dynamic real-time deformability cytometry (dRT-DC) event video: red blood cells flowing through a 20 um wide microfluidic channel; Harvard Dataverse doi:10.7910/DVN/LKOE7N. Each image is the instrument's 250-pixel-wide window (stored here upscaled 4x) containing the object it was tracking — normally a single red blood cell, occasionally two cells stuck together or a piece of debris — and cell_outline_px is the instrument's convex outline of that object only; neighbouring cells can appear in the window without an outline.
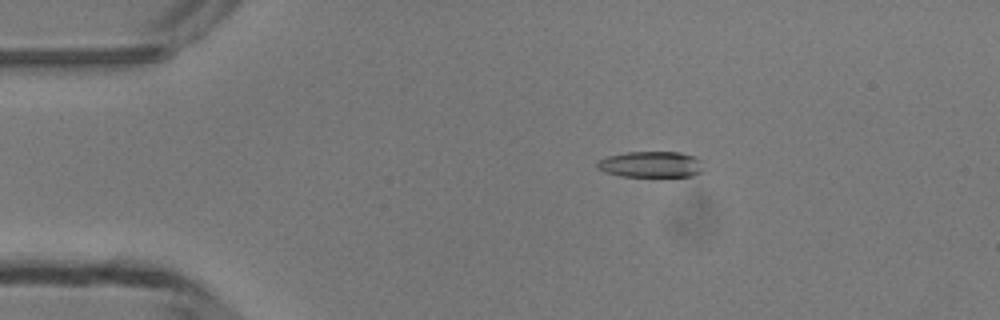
{"species": "common noctule bat (a hibernating species)", "species_latin": "Nyctalus noctula", "temperature_condition": "room temperature", "stored_images_in_passage": 49, "camera_frame_rate_fps": 3000, "um_per_image_px": 0.085, "animal": {"sex": "male", "body_mass_g": 13.3}, "frame": {"image": 1, "passage_image": 9, "time_ms": 2.667, "image_size_px": [1000, 320], "cell_outline_px": [[700, 172], [692, 176], [620, 176], [596, 168], [596, 160], [608, 156], [628, 152], [680, 152], [696, 156], [700, 160]], "centroid_in_image_um": [55.29, 13.96], "position_along_channel_um": 29.7, "area_um2": 16.01}}
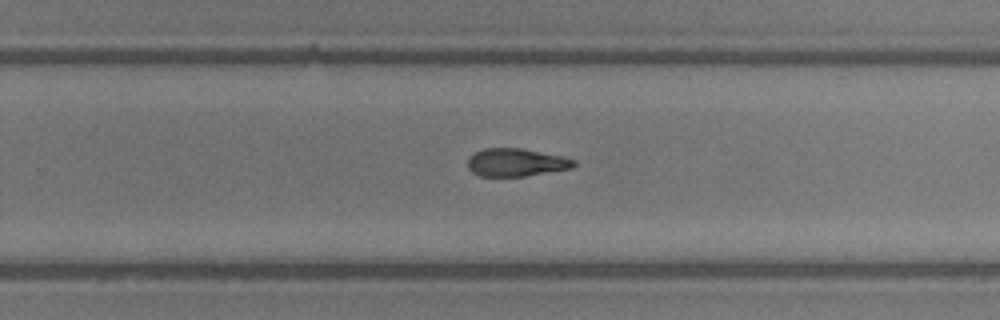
{"frame": {"image": 2, "passage_image": 31, "time_ms": 10.0, "image_size_px": [1000, 320], "cell_outline_px": [[576, 164], [572, 168], [524, 176], [480, 176], [472, 172], [468, 168], [468, 160], [476, 152], [484, 148], [520, 148], [560, 156], [576, 160]], "centroid_in_image_um": [43.86, 13.81], "position_along_channel_um": 285.9, "area_um2": 16.99}}
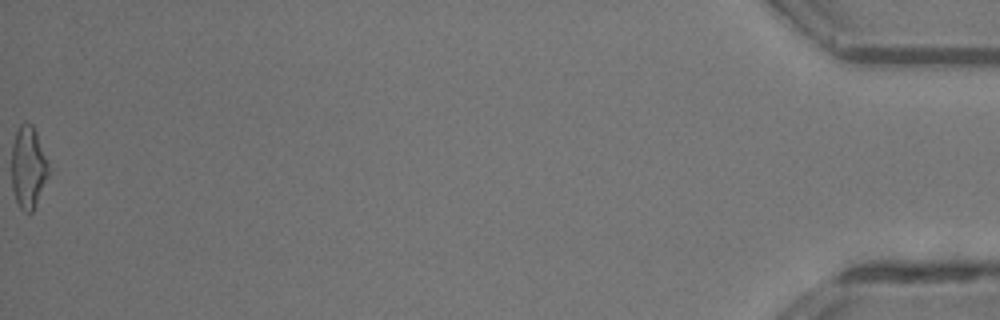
{"frame": {"image": 3, "passage_image": 49, "time_ms": 16.0, "image_size_px": [1000, 320], "cell_outline_px": [[48, 176], [32, 212], [24, 212], [16, 204], [12, 188], [12, 144], [16, 132], [20, 124], [32, 124], [36, 132], [48, 164]], "centroid_in_image_um": [2.37, 14.25], "position_along_channel_um": 432.8, "area_um2": 17.4}, "authors_computed_cell_mechanics": {"area_um2": 17.5712, "velocity_mm_per_s": 4.2472, "shape_relaxation_time_tau1_ms": null, "shape_relaxation_time_tau2_ms": 4.2384, "deformation_change_tau1": null, "deformation_change_tau2": 0.1405}}